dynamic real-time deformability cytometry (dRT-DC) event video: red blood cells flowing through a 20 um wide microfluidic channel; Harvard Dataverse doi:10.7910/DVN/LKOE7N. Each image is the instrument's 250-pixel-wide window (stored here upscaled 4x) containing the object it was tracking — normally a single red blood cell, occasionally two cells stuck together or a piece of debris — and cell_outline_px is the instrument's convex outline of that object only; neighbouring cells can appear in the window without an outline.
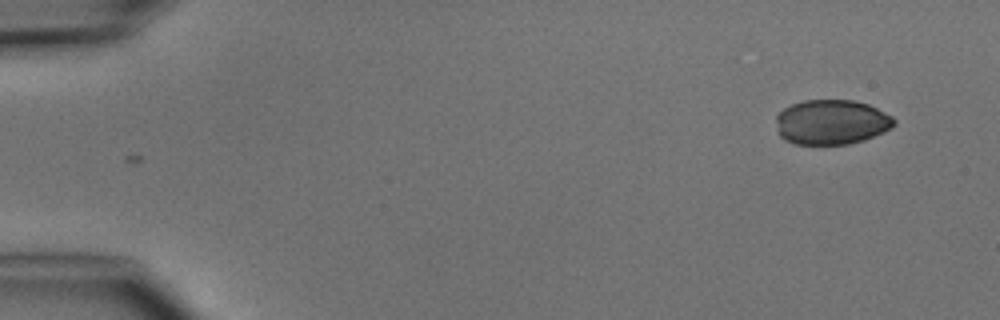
{"species": "common noctule bat (a hibernating species)", "species_latin": "Nyctalus noctula", "temperature_condition": "cold", "stored_images_in_passage": 3, "camera_frame_rate_fps": 3000, "um_per_image_px": 0.085, "animal": {"sex": "male", "body_mass_g": 15.6}, "frame": {"image": 1, "passage_image": 3, "time_ms": 2.333, "image_size_px": [1000, 320], "cell_outline_px": [[896, 124], [892, 128], [884, 132], [864, 140], [848, 144], [796, 144], [784, 140], [780, 136], [776, 120], [776, 116], [784, 108], [792, 104], [804, 100], [852, 100], [868, 104], [892, 116], [896, 120]], "centroid_in_image_um": [70.7, 10.38], "position_along_channel_um": 14.3, "area_um2": 30.92}}